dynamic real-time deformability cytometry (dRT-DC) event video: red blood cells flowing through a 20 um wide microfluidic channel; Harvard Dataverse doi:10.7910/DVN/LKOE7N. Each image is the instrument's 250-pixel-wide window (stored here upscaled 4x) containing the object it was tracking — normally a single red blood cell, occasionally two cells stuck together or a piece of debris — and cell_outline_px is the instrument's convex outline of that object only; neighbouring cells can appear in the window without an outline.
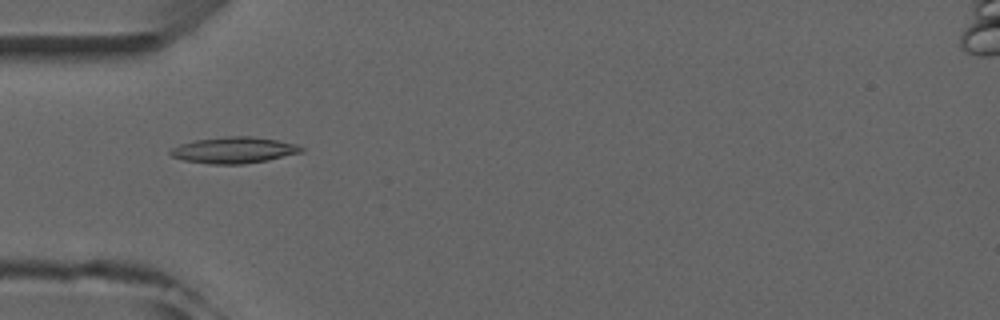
{"species": "common noctule bat (a hibernating species)", "species_latin": "Nyctalus noctula", "temperature_condition": "room temperature", "stored_images_in_passage": 6, "camera_frame_rate_fps": 3000, "um_per_image_px": 0.085, "animal": {"sex": "male", "forearm_length_mm": 52.5}, "frame": {"image": 1, "passage_image": 4, "time_ms": 4.333, "image_size_px": [1000, 320], "cell_outline_px": [[304, 152], [268, 160], [244, 164], [208, 164], [184, 160], [172, 156], [168, 152], [172, 148], [180, 144], [196, 140], [228, 136], [248, 136], [276, 140], [296, 144], [304, 148]], "centroid_in_image_um": [19.9, 12.77], "position_along_channel_um": 65.1, "area_um2": 19.94}}
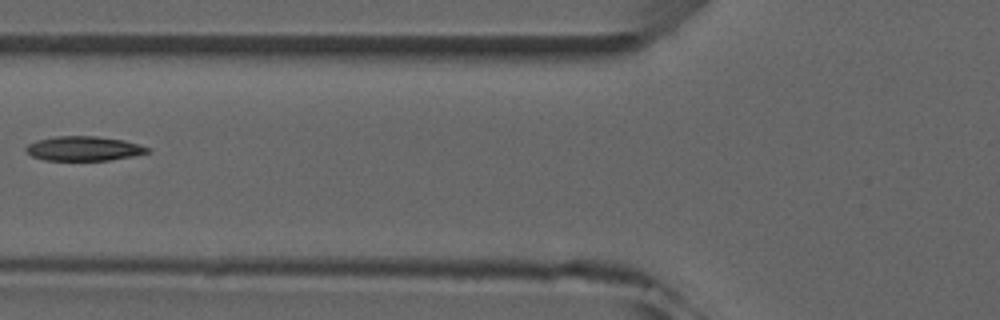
{"frame": {"image": 2, "passage_image": 5, "time_ms": 5.667, "image_size_px": [1000, 320], "cell_outline_px": [[152, 152], [132, 156], [108, 160], [44, 160], [32, 156], [24, 148], [28, 144], [36, 140], [56, 136], [96, 136], [124, 140], [152, 148]], "centroid_in_image_um": [7.15, 12.62], "position_along_channel_um": 118.7, "area_um2": 17.4}}
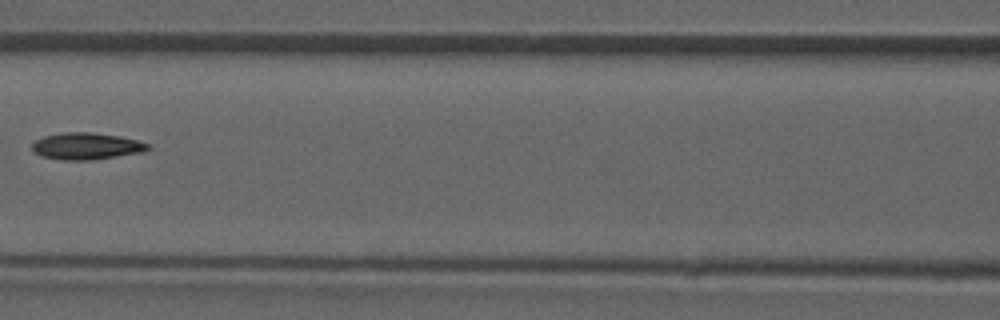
{"frame": {"image": 3, "passage_image": 6, "time_ms": 6.667, "image_size_px": [1000, 320], "cell_outline_px": [[152, 148], [140, 152], [92, 160], [64, 160], [40, 156], [32, 148], [32, 144], [36, 140], [44, 136], [64, 132], [92, 132], [120, 136], [136, 140], [148, 144]], "centroid_in_image_um": [7.33, 12.41], "position_along_channel_um": 159.3, "area_um2": 17.92}}